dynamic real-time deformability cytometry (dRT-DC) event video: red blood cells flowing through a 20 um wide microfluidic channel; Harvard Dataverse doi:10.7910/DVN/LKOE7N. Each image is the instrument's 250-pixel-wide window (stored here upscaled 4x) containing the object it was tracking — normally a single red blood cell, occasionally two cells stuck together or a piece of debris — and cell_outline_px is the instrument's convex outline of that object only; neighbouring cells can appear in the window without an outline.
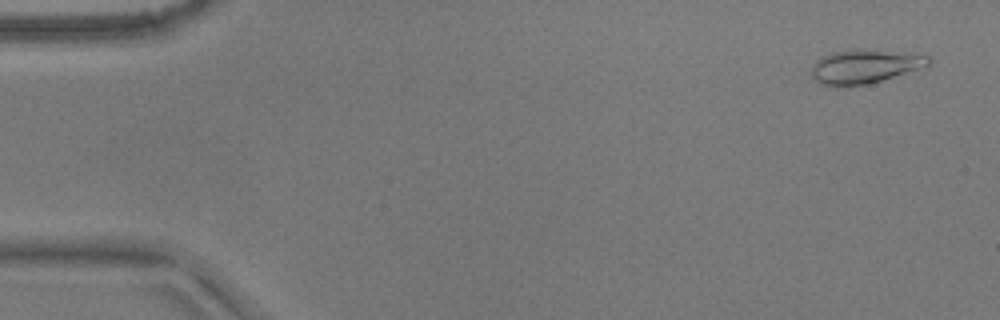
{"species": "common noctule bat (a hibernating species)", "species_latin": "Nyctalus noctula", "temperature_condition": "warm", "stored_images_in_passage": 8, "camera_frame_rate_fps": 3000, "um_per_image_px": 0.085, "animal": {"sex": "male", "body_mass_g": 17.9}, "frame": {"image": 1, "passage_image": 3, "time_ms": 0.667, "image_size_px": [1000, 320], "cell_outline_px": [[932, 60], [928, 64], [868, 84], [840, 88], [836, 88], [820, 84], [812, 76], [812, 64], [820, 56], [832, 52], [852, 48], [876, 48], [912, 52], [932, 56]], "centroid_in_image_um": [73.45, 5.61], "position_along_channel_um": 11.6, "area_um2": 23.87}}